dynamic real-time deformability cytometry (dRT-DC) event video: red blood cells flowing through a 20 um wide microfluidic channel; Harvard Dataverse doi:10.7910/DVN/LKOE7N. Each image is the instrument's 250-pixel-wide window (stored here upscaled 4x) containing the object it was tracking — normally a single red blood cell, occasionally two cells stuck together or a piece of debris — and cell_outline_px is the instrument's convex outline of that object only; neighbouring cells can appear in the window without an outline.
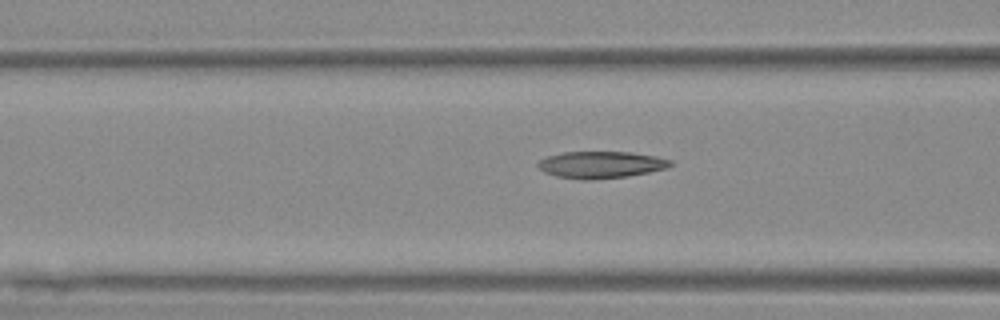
{"species": "Egyptian fruit bat (a non-hibernating species)", "species_latin": "Rousettus aegyptiacus", "temperature_condition": "warm", "stored_images_in_passage": 7, "camera_frame_rate_fps": 3000, "um_per_image_px": 0.085, "animal": {"sex": "female"}, "frame": {"image": 1, "passage_image": 5, "time_ms": 1.333, "image_size_px": [1000, 320], "cell_outline_px": [[676, 164], [668, 168], [628, 176], [592, 180], [584, 180], [556, 176], [544, 172], [536, 164], [540, 160], [548, 156], [564, 152], [632, 152], [656, 156], [672, 160]], "centroid_in_image_um": [51.13, 14.0], "position_along_channel_um": 115.5, "area_um2": 20.87}}